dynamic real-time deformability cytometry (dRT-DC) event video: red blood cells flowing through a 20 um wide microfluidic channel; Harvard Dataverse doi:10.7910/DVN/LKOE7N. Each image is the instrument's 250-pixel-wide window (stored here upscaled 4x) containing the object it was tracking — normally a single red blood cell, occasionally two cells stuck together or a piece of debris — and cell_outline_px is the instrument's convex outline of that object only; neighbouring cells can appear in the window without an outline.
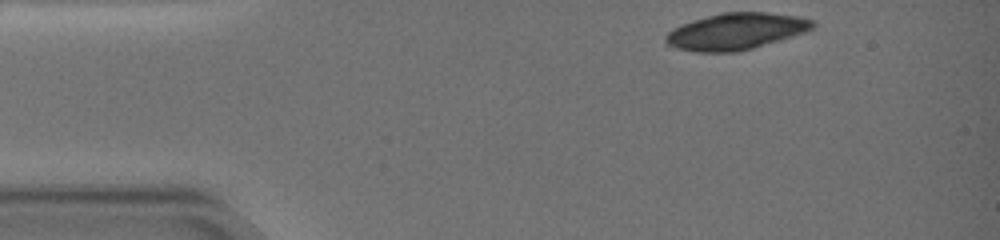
{"species": "common noctule bat (a hibernating species)", "species_latin": "Nyctalus noctula", "temperature_condition": "warm", "stored_images_in_passage": 14, "camera_frame_rate_fps": 3000, "um_per_image_px": 0.085, "animal": {"sex": "female", "body_mass_g": 19.0, "forearm_length_mm": 51.5}, "frame": {"image": 1, "passage_image": 1, "time_ms": 0.0, "image_size_px": [1000, 240], "cell_outline_px": [[816, 24], [812, 28], [804, 32], [792, 36], [752, 48], [736, 52], [696, 52], [676, 48], [664, 44], [664, 36], [672, 28], [680, 24], [692, 20], [720, 12], [768, 12], [800, 16], [812, 20]], "centroid_in_image_um": [62.49, 2.66], "position_along_channel_um": 22.5, "area_um2": 31.5}}